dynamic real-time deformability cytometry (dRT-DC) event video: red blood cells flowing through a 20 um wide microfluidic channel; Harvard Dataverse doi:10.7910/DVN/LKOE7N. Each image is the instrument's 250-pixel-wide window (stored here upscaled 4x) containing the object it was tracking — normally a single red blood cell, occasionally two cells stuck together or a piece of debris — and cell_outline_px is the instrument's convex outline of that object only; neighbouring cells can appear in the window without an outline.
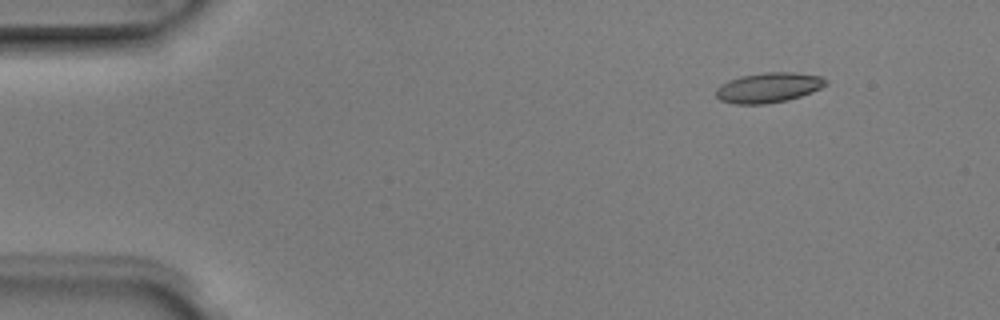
{"species": "Egyptian fruit bat (a non-hibernating species)", "species_latin": "Rousettus aegyptiacus", "temperature_condition": "room temperature", "stored_images_in_passage": 6, "camera_frame_rate_fps": 3000, "um_per_image_px": 0.085, "animal": {"sex": "male"}, "frame": {"image": 1, "passage_image": 1, "time_ms": 0.0, "image_size_px": [1000, 320], "cell_outline_px": [[828, 84], [812, 92], [788, 100], [764, 104], [736, 104], [720, 100], [716, 96], [716, 88], [720, 84], [728, 80], [740, 76], [764, 72], [792, 72], [824, 76], [828, 80]], "centroid_in_image_um": [65.34, 7.43], "position_along_channel_um": 19.7, "area_um2": 19.42}}
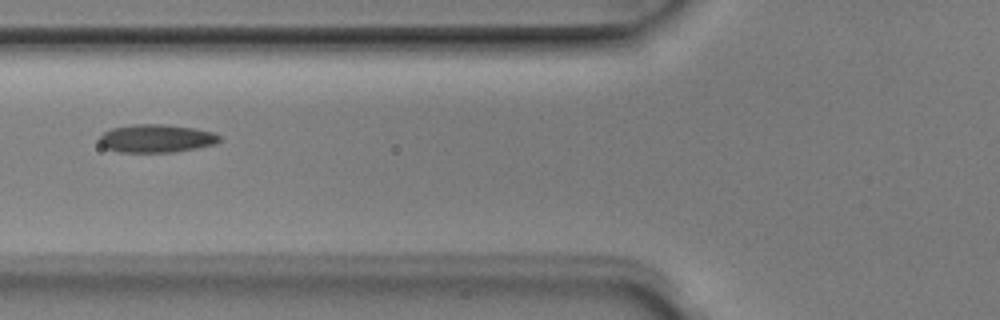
{"frame": {"image": 2, "passage_image": 5, "time_ms": 1.333, "image_size_px": [1000, 320], "cell_outline_px": [[220, 140], [216, 144], [196, 148], [172, 152], [120, 152], [104, 148], [100, 144], [100, 136], [104, 132], [112, 128], [132, 124], [164, 124], [192, 128], [212, 132], [220, 136]], "centroid_in_image_um": [13.26, 11.77], "position_along_channel_um": 112.5, "area_um2": 19.59}}
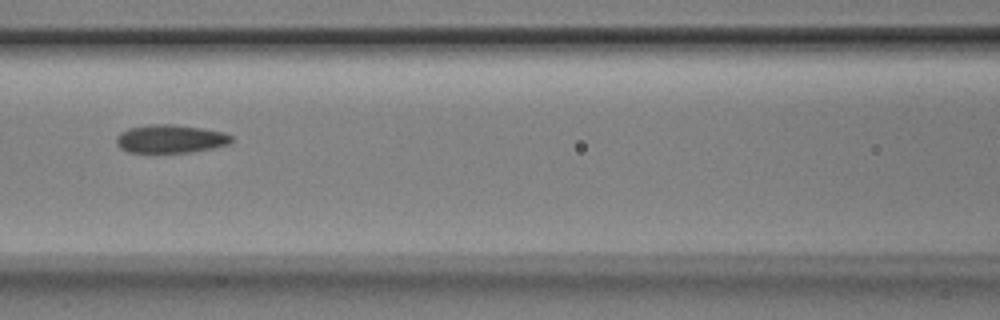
{"frame": {"image": 3, "passage_image": 6, "time_ms": 1.667, "image_size_px": [1000, 320], "cell_outline_px": [[232, 144], [192, 152], [128, 152], [120, 148], [116, 144], [116, 136], [120, 132], [128, 128], [148, 124], [176, 124], [224, 132], [232, 136]], "centroid_in_image_um": [14.48, 11.79], "position_along_channel_um": 152.1, "area_um2": 19.13}}